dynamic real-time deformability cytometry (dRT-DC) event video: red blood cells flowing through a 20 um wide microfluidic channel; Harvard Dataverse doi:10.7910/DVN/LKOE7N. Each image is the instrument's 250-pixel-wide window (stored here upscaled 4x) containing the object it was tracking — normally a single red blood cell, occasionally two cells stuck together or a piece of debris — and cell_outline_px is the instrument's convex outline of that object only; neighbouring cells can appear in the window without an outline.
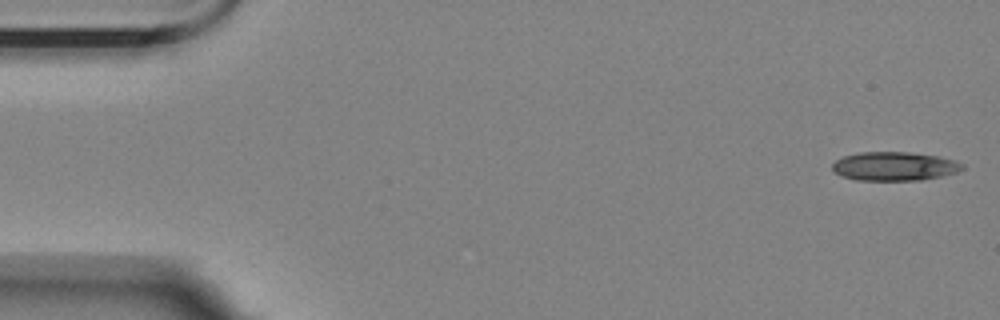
{"species": "Egyptian fruit bat (a non-hibernating species)", "species_latin": "Rousettus aegyptiacus", "temperature_condition": "room temperature", "stored_images_in_passage": 5, "camera_frame_rate_fps": 3000, "um_per_image_px": 0.085, "animal": {"sex": "female"}, "frame": {"image": 1, "passage_image": 1, "time_ms": 0.0, "image_size_px": [1000, 320], "cell_outline_px": [[964, 168], [956, 172], [940, 176], [920, 180], [856, 180], [844, 176], [836, 172], [832, 168], [832, 164], [836, 160], [844, 156], [860, 152], [908, 152], [940, 156], [956, 160], [964, 164]], "centroid_in_image_um": [76.06, 14.12], "position_along_channel_um": 8.9, "area_um2": 21.73}}